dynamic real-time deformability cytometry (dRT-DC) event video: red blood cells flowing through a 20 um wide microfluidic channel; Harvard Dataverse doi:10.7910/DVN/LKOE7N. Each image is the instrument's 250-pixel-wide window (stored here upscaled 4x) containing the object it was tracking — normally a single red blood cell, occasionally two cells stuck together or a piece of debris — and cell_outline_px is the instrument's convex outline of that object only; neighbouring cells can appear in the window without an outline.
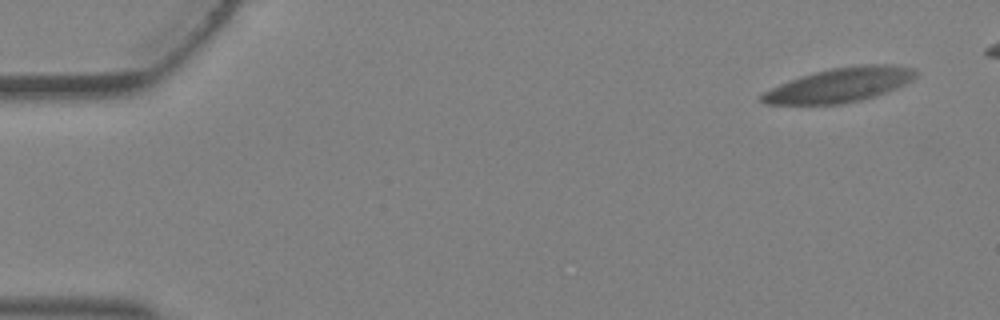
{"species": "Egyptian fruit bat (a non-hibernating species)", "species_latin": "Rousettus aegyptiacus", "temperature_condition": "warm", "stored_images_in_passage": 6, "camera_frame_rate_fps": 3000, "um_per_image_px": 0.085, "animal": {"sex": "female"}, "frame": {"image": 1, "passage_image": 1, "time_ms": 0.0, "image_size_px": [1000, 320], "cell_outline_px": [[916, 76], [912, 80], [896, 88], [876, 96], [860, 100], [840, 104], [764, 104], [760, 100], [760, 96], [764, 92], [780, 84], [800, 76], [828, 68], [864, 64], [892, 64], [916, 68]], "centroid_in_image_um": [71.4, 7.21], "position_along_channel_um": 13.6, "area_um2": 30.81}}
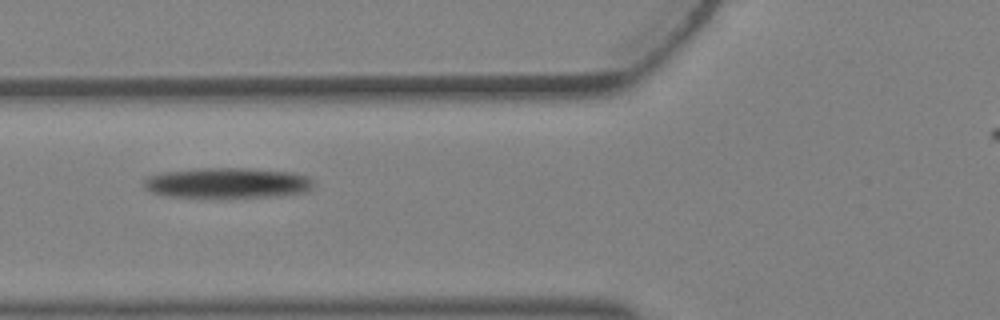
{"frame": {"image": 2, "passage_image": 6, "time_ms": 1.667, "image_size_px": [1000, 320], "cell_outline_px": [[312, 188], [304, 192], [276, 196], [168, 196], [152, 192], [144, 188], [144, 180], [148, 176], [164, 172], [196, 168], [248, 168], [296, 172], [308, 176], [312, 180]], "centroid_in_image_um": [19.35, 15.52], "position_along_channel_um": 106.4, "area_um2": 29.71}}